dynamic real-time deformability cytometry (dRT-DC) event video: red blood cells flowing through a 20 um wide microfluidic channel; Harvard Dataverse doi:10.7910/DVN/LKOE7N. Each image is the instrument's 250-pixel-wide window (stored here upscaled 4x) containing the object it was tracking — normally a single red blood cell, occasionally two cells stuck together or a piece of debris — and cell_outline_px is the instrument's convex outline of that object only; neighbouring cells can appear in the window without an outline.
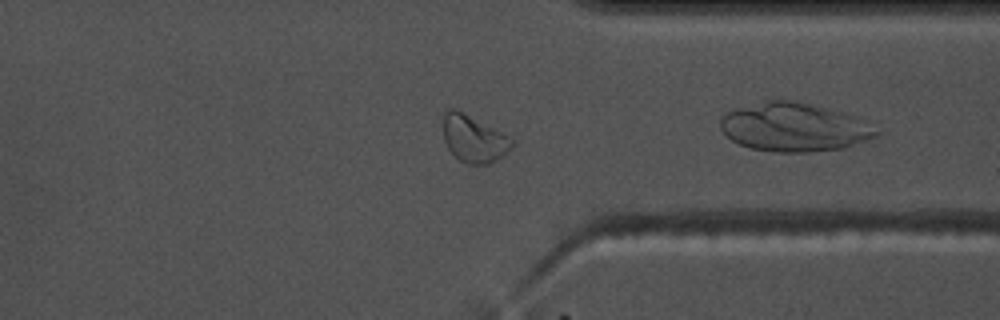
{"species": "common noctule bat (a hibernating species)", "species_latin": "Nyctalus noctula", "temperature_condition": "warm", "stored_images_in_passage": 49, "camera_frame_rate_fps": 3000, "um_per_image_px": 0.085, "animal": {"sex": "male", "body_mass_g": 17.5, "forearm_length_mm": 52.3}, "frame": {"image": 1, "passage_image": 35, "time_ms": 11.333, "image_size_px": [1000, 320], "cell_outline_px": [[516, 144], [504, 156], [488, 164], [468, 164], [460, 160], [448, 148], [444, 140], [444, 108], [456, 108], [512, 136], [516, 140]], "centroid_in_image_um": [40.34, 11.77], "position_along_channel_um": 371.1, "area_um2": 19.36}, "authors_computed_cell_mechanics": {"area_um2": 19.941, "velocity_mm_per_s": 3.673, "shape_relaxation_time_tau1_ms": 4.508, "shape_relaxation_time_tau2_ms": 1.8004, "deformation_change_tau1": 0.1181, "deformation_change_tau2": 0.0392}}